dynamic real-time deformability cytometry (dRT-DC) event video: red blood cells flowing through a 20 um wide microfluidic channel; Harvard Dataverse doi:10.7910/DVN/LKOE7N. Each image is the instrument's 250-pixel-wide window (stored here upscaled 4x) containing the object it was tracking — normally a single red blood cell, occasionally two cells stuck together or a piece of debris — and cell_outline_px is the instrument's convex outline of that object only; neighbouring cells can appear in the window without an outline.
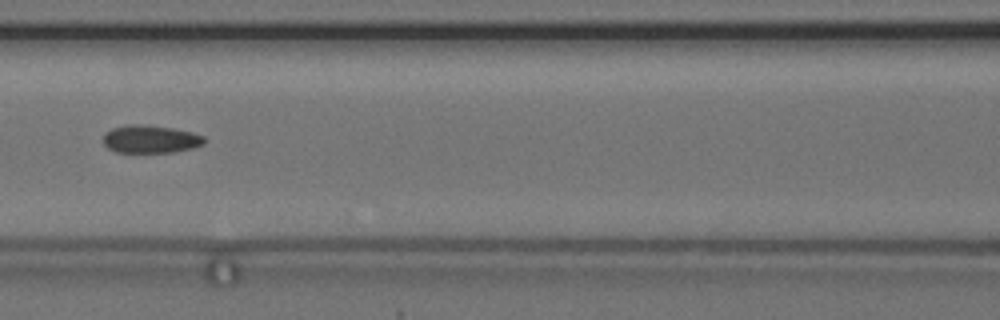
{"species": "common noctule bat (a hibernating species)", "species_latin": "Nyctalus noctula", "temperature_condition": "cold", "stored_images_in_passage": 11, "camera_frame_rate_fps": 3000, "um_per_image_px": 0.085, "animal": {"sex": "female", "body_mass_g": 24.6, "forearm_length_mm": 56.2}, "frame": {"image": 1, "passage_image": 7, "time_ms": 8.0, "image_size_px": [1000, 320], "cell_outline_px": [[204, 144], [192, 148], [172, 152], [116, 152], [108, 148], [104, 144], [104, 132], [112, 128], [128, 124], [140, 124], [172, 128], [192, 132], [204, 136]], "centroid_in_image_um": [12.77, 11.82], "position_along_channel_um": 153.8, "area_um2": 16.36}}